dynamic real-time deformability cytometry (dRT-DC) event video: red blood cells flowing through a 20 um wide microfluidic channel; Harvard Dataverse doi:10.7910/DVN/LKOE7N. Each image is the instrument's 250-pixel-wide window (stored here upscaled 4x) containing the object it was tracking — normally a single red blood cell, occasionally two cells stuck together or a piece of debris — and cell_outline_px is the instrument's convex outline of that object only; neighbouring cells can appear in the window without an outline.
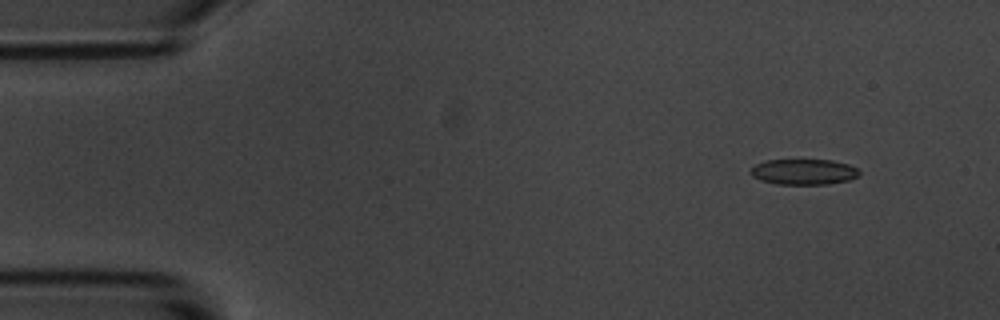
{"species": "common noctule bat (a hibernating species)", "species_latin": "Nyctalus noctula", "temperature_condition": "room temperature", "stored_images_in_passage": 4, "camera_frame_rate_fps": 3000, "um_per_image_px": 0.085, "animal": {"sex": "male", "body_mass_g": 20.1, "forearm_length_mm": 53.5}, "frame": {"image": 1, "passage_image": 1, "time_ms": 0.0, "image_size_px": [1000, 320], "cell_outline_px": [[860, 176], [848, 180], [828, 184], [776, 184], [760, 180], [752, 176], [748, 172], [756, 164], [768, 160], [832, 160], [848, 164], [856, 168], [860, 172]], "centroid_in_image_um": [68.31, 14.61], "position_along_channel_um": 16.7, "area_um2": 16.24}}
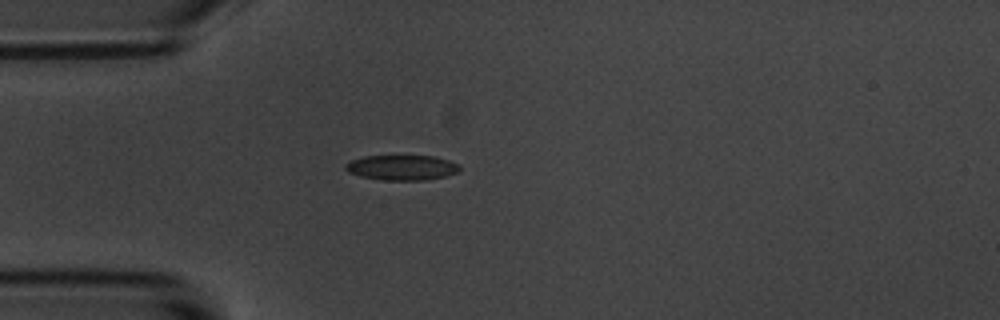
{"frame": {"image": 2, "passage_image": 3, "time_ms": 3.333, "image_size_px": [1000, 320], "cell_outline_px": [[460, 168], [456, 172], [448, 176], [428, 180], [384, 180], [360, 176], [348, 172], [344, 168], [344, 164], [352, 160], [364, 156], [432, 156], [448, 160], [460, 164]], "centroid_in_image_um": [34.16, 14.25], "position_along_channel_um": 50.8, "area_um2": 16.76}}